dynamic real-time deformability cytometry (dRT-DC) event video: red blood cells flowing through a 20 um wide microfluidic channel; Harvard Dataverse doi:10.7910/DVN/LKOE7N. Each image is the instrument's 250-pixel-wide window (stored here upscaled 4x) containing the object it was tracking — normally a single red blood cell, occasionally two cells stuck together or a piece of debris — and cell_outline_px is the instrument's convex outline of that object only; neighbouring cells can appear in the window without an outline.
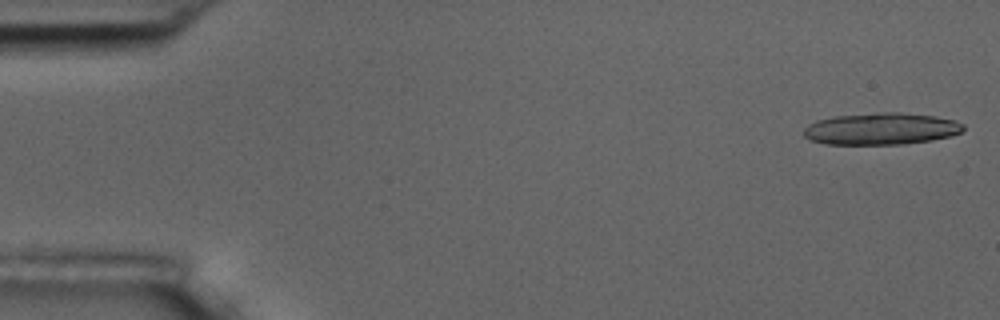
{"species": "common noctule bat (a hibernating species)", "species_latin": "Nyctalus noctula", "temperature_condition": "room temperature", "stored_images_in_passage": 6, "camera_frame_rate_fps": 3000, "um_per_image_px": 0.085, "animal": {"sex": "male", "body_mass_g": 17.5, "forearm_length_mm": 52.3}, "frame": {"image": 1, "passage_image": 1, "time_ms": 0.0, "image_size_px": [1000, 320], "cell_outline_px": [[964, 128], [960, 132], [952, 136], [932, 140], [904, 144], [824, 144], [808, 140], [804, 136], [804, 128], [808, 124], [816, 120], [832, 116], [876, 112], [900, 112], [936, 116], [956, 120], [964, 124]], "centroid_in_image_um": [74.88, 10.94], "position_along_channel_um": 10.1, "area_um2": 30.06}}